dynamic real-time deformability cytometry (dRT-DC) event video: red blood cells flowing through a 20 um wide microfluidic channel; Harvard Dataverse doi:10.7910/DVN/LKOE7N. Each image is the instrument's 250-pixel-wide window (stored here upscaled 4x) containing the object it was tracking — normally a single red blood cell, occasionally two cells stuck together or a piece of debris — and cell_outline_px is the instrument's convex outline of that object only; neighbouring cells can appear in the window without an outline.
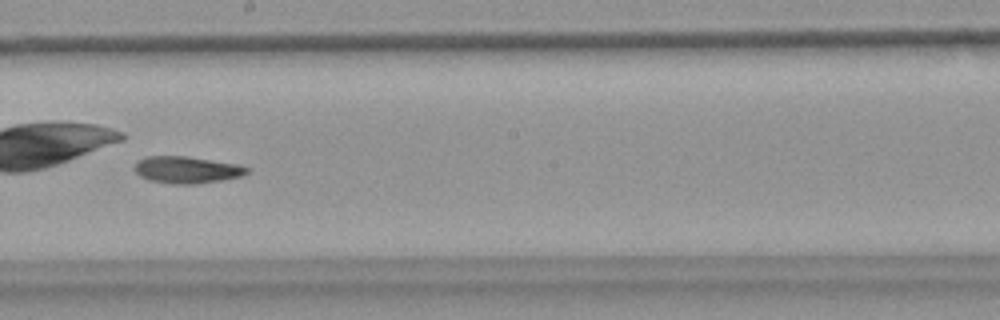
{"species": "common noctule bat (a hibernating species)", "species_latin": "Nyctalus noctula", "temperature_condition": "warm", "stored_images_in_passage": 41, "camera_frame_rate_fps": 3000, "um_per_image_px": 0.085, "animal": {"sex": "female", "body_mass_g": 18.4}, "frame": {"image": 1, "passage_image": 24, "time_ms": 7.667, "image_size_px": [1000, 320], "cell_outline_px": [[248, 172], [244, 176], [220, 180], [192, 184], [172, 184], [148, 180], [140, 176], [136, 172], [136, 164], [144, 156], [188, 156], [236, 164], [248, 168]], "centroid_in_image_um": [15.87, 14.43], "position_along_channel_um": 232.3, "area_um2": 17.46}, "authors_computed_cell_mechanics": {"area_um2": 17.8602, "velocity_mm_per_s": 3.7981, "shape_relaxation_time_tau1_ms": null, "shape_relaxation_time_tau2_ms": 3.3337, "deformation_change_tau1": null, "deformation_change_tau2": 0.0948}}